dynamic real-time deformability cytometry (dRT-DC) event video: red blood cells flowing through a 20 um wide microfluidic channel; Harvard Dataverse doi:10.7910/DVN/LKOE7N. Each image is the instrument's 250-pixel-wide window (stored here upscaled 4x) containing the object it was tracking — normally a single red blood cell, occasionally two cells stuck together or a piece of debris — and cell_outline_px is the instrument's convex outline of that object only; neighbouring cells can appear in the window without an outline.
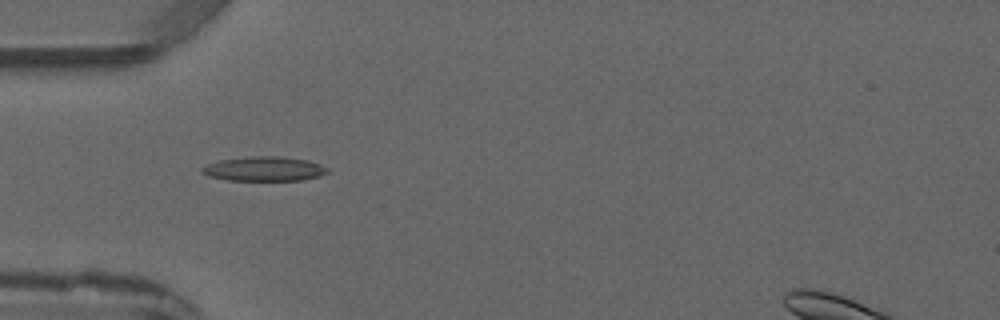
{"species": "common noctule bat (a hibernating species)", "species_latin": "Nyctalus noctula", "temperature_condition": "warm", "stored_images_in_passage": 6, "camera_frame_rate_fps": 3000, "um_per_image_px": 0.085, "animal": {"sex": "male", "forearm_length_mm": 52.5}, "frame": {"image": 1, "passage_image": 4, "time_ms": 3.667, "image_size_px": [1000, 320], "cell_outline_px": [[328, 172], [320, 176], [300, 180], [228, 180], [208, 176], [200, 172], [200, 168], [208, 164], [220, 160], [248, 156], [276, 156], [308, 160], [320, 164], [328, 168]], "centroid_in_image_um": [22.43, 14.35], "position_along_channel_um": 62.6, "area_um2": 17.86}}
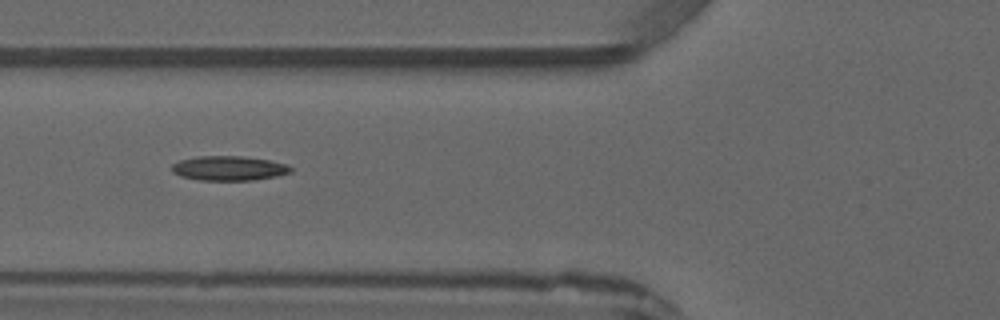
{"frame": {"image": 2, "passage_image": 5, "time_ms": 4.667, "image_size_px": [1000, 320], "cell_outline_px": [[292, 172], [276, 176], [252, 180], [200, 180], [180, 176], [172, 172], [172, 164], [180, 160], [196, 156], [240, 156], [268, 160], [288, 164], [292, 168]], "centroid_in_image_um": [19.45, 14.3], "position_along_channel_um": 106.4, "area_um2": 16.99}}
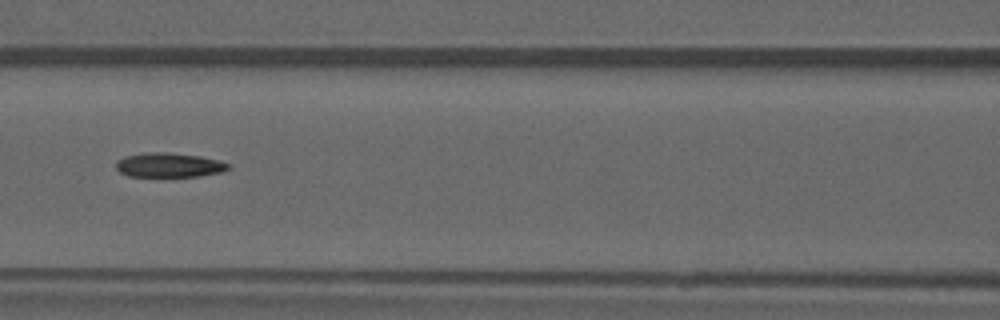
{"frame": {"image": 3, "passage_image": 6, "time_ms": 5.667, "image_size_px": [1000, 320], "cell_outline_px": [[232, 168], [224, 172], [200, 176], [128, 176], [120, 172], [116, 168], [116, 160], [124, 156], [148, 152], [168, 152], [200, 156], [232, 164]], "centroid_in_image_um": [14.4, 14.03], "position_along_channel_um": 152.2, "area_um2": 16.13}}